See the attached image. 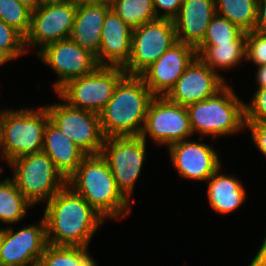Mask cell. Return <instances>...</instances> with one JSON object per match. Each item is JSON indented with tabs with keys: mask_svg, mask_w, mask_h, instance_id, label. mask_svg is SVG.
I'll use <instances>...</instances> for the list:
<instances>
[{
	"mask_svg": "<svg viewBox=\"0 0 266 266\" xmlns=\"http://www.w3.org/2000/svg\"><path fill=\"white\" fill-rule=\"evenodd\" d=\"M46 204L43 217L50 245L89 248L91 238L106 220L68 185Z\"/></svg>",
	"mask_w": 266,
	"mask_h": 266,
	"instance_id": "1",
	"label": "cell"
},
{
	"mask_svg": "<svg viewBox=\"0 0 266 266\" xmlns=\"http://www.w3.org/2000/svg\"><path fill=\"white\" fill-rule=\"evenodd\" d=\"M67 185L82 196L105 219L129 215L131 203L117 188L109 164L101 155H86Z\"/></svg>",
	"mask_w": 266,
	"mask_h": 266,
	"instance_id": "2",
	"label": "cell"
},
{
	"mask_svg": "<svg viewBox=\"0 0 266 266\" xmlns=\"http://www.w3.org/2000/svg\"><path fill=\"white\" fill-rule=\"evenodd\" d=\"M154 97L140 76L126 74L99 113L104 137L140 136Z\"/></svg>",
	"mask_w": 266,
	"mask_h": 266,
	"instance_id": "3",
	"label": "cell"
},
{
	"mask_svg": "<svg viewBox=\"0 0 266 266\" xmlns=\"http://www.w3.org/2000/svg\"><path fill=\"white\" fill-rule=\"evenodd\" d=\"M230 85L214 96L187 107L193 134L212 136L235 134L246 128L245 102Z\"/></svg>",
	"mask_w": 266,
	"mask_h": 266,
	"instance_id": "4",
	"label": "cell"
},
{
	"mask_svg": "<svg viewBox=\"0 0 266 266\" xmlns=\"http://www.w3.org/2000/svg\"><path fill=\"white\" fill-rule=\"evenodd\" d=\"M50 120L47 108L3 110L2 154L6 162L41 152L45 127Z\"/></svg>",
	"mask_w": 266,
	"mask_h": 266,
	"instance_id": "5",
	"label": "cell"
},
{
	"mask_svg": "<svg viewBox=\"0 0 266 266\" xmlns=\"http://www.w3.org/2000/svg\"><path fill=\"white\" fill-rule=\"evenodd\" d=\"M8 165L14 168L12 180L18 190L33 206L48 202L67 185V179L43 151L19 157Z\"/></svg>",
	"mask_w": 266,
	"mask_h": 266,
	"instance_id": "6",
	"label": "cell"
},
{
	"mask_svg": "<svg viewBox=\"0 0 266 266\" xmlns=\"http://www.w3.org/2000/svg\"><path fill=\"white\" fill-rule=\"evenodd\" d=\"M125 75L123 67L98 66L86 76L69 80L56 95L72 107L99 114Z\"/></svg>",
	"mask_w": 266,
	"mask_h": 266,
	"instance_id": "7",
	"label": "cell"
},
{
	"mask_svg": "<svg viewBox=\"0 0 266 266\" xmlns=\"http://www.w3.org/2000/svg\"><path fill=\"white\" fill-rule=\"evenodd\" d=\"M146 141L141 136H113L104 140L101 155L109 164L117 188L129 201L146 159Z\"/></svg>",
	"mask_w": 266,
	"mask_h": 266,
	"instance_id": "8",
	"label": "cell"
},
{
	"mask_svg": "<svg viewBox=\"0 0 266 266\" xmlns=\"http://www.w3.org/2000/svg\"><path fill=\"white\" fill-rule=\"evenodd\" d=\"M176 42L173 20L157 18L133 28L131 56L123 69L139 76Z\"/></svg>",
	"mask_w": 266,
	"mask_h": 266,
	"instance_id": "9",
	"label": "cell"
},
{
	"mask_svg": "<svg viewBox=\"0 0 266 266\" xmlns=\"http://www.w3.org/2000/svg\"><path fill=\"white\" fill-rule=\"evenodd\" d=\"M50 121L86 155L101 154L105 137L99 114L70 106L67 102L46 105Z\"/></svg>",
	"mask_w": 266,
	"mask_h": 266,
	"instance_id": "10",
	"label": "cell"
},
{
	"mask_svg": "<svg viewBox=\"0 0 266 266\" xmlns=\"http://www.w3.org/2000/svg\"><path fill=\"white\" fill-rule=\"evenodd\" d=\"M77 0H62L43 3L37 10L31 13V26L25 37V47H38L36 54L46 45L69 39L75 15Z\"/></svg>",
	"mask_w": 266,
	"mask_h": 266,
	"instance_id": "11",
	"label": "cell"
},
{
	"mask_svg": "<svg viewBox=\"0 0 266 266\" xmlns=\"http://www.w3.org/2000/svg\"><path fill=\"white\" fill-rule=\"evenodd\" d=\"M192 134L187 107L173 103L165 96H155L152 99L140 135L146 142L149 136L157 145L169 147L187 140Z\"/></svg>",
	"mask_w": 266,
	"mask_h": 266,
	"instance_id": "12",
	"label": "cell"
},
{
	"mask_svg": "<svg viewBox=\"0 0 266 266\" xmlns=\"http://www.w3.org/2000/svg\"><path fill=\"white\" fill-rule=\"evenodd\" d=\"M37 57L58 75L53 83L55 92L69 80L86 76L99 66L95 55L70 38L46 45L37 53Z\"/></svg>",
	"mask_w": 266,
	"mask_h": 266,
	"instance_id": "13",
	"label": "cell"
},
{
	"mask_svg": "<svg viewBox=\"0 0 266 266\" xmlns=\"http://www.w3.org/2000/svg\"><path fill=\"white\" fill-rule=\"evenodd\" d=\"M13 229L1 228L0 266H37L48 245L44 217L38 225Z\"/></svg>",
	"mask_w": 266,
	"mask_h": 266,
	"instance_id": "14",
	"label": "cell"
},
{
	"mask_svg": "<svg viewBox=\"0 0 266 266\" xmlns=\"http://www.w3.org/2000/svg\"><path fill=\"white\" fill-rule=\"evenodd\" d=\"M196 57L195 47L177 41L139 76L154 96H166Z\"/></svg>",
	"mask_w": 266,
	"mask_h": 266,
	"instance_id": "15",
	"label": "cell"
},
{
	"mask_svg": "<svg viewBox=\"0 0 266 266\" xmlns=\"http://www.w3.org/2000/svg\"><path fill=\"white\" fill-rule=\"evenodd\" d=\"M226 85L227 81L197 56L165 97L173 103L188 107L214 96Z\"/></svg>",
	"mask_w": 266,
	"mask_h": 266,
	"instance_id": "16",
	"label": "cell"
},
{
	"mask_svg": "<svg viewBox=\"0 0 266 266\" xmlns=\"http://www.w3.org/2000/svg\"><path fill=\"white\" fill-rule=\"evenodd\" d=\"M171 162L180 177L207 181L221 167L217 151L209 145L183 140L168 147Z\"/></svg>",
	"mask_w": 266,
	"mask_h": 266,
	"instance_id": "17",
	"label": "cell"
},
{
	"mask_svg": "<svg viewBox=\"0 0 266 266\" xmlns=\"http://www.w3.org/2000/svg\"><path fill=\"white\" fill-rule=\"evenodd\" d=\"M132 29L112 9L103 22L96 61L99 66L124 67L131 56Z\"/></svg>",
	"mask_w": 266,
	"mask_h": 266,
	"instance_id": "18",
	"label": "cell"
},
{
	"mask_svg": "<svg viewBox=\"0 0 266 266\" xmlns=\"http://www.w3.org/2000/svg\"><path fill=\"white\" fill-rule=\"evenodd\" d=\"M215 14V0H183L179 14L173 20L177 41L196 48L203 41Z\"/></svg>",
	"mask_w": 266,
	"mask_h": 266,
	"instance_id": "19",
	"label": "cell"
},
{
	"mask_svg": "<svg viewBox=\"0 0 266 266\" xmlns=\"http://www.w3.org/2000/svg\"><path fill=\"white\" fill-rule=\"evenodd\" d=\"M110 9L111 7L106 5L77 0V11L70 39L97 56L100 50L104 18Z\"/></svg>",
	"mask_w": 266,
	"mask_h": 266,
	"instance_id": "20",
	"label": "cell"
},
{
	"mask_svg": "<svg viewBox=\"0 0 266 266\" xmlns=\"http://www.w3.org/2000/svg\"><path fill=\"white\" fill-rule=\"evenodd\" d=\"M43 152L68 179L78 168L86 154L50 120L44 131Z\"/></svg>",
	"mask_w": 266,
	"mask_h": 266,
	"instance_id": "21",
	"label": "cell"
},
{
	"mask_svg": "<svg viewBox=\"0 0 266 266\" xmlns=\"http://www.w3.org/2000/svg\"><path fill=\"white\" fill-rule=\"evenodd\" d=\"M219 169L206 181L210 206L218 214H229L239 208L246 199L241 182L234 175L220 174Z\"/></svg>",
	"mask_w": 266,
	"mask_h": 266,
	"instance_id": "22",
	"label": "cell"
},
{
	"mask_svg": "<svg viewBox=\"0 0 266 266\" xmlns=\"http://www.w3.org/2000/svg\"><path fill=\"white\" fill-rule=\"evenodd\" d=\"M246 42L198 45L197 56L216 74L218 69H231L245 59Z\"/></svg>",
	"mask_w": 266,
	"mask_h": 266,
	"instance_id": "23",
	"label": "cell"
},
{
	"mask_svg": "<svg viewBox=\"0 0 266 266\" xmlns=\"http://www.w3.org/2000/svg\"><path fill=\"white\" fill-rule=\"evenodd\" d=\"M33 205L18 190L11 178L0 181V221L4 224L18 223Z\"/></svg>",
	"mask_w": 266,
	"mask_h": 266,
	"instance_id": "24",
	"label": "cell"
},
{
	"mask_svg": "<svg viewBox=\"0 0 266 266\" xmlns=\"http://www.w3.org/2000/svg\"><path fill=\"white\" fill-rule=\"evenodd\" d=\"M87 251L86 247L48 244L37 266H98Z\"/></svg>",
	"mask_w": 266,
	"mask_h": 266,
	"instance_id": "25",
	"label": "cell"
},
{
	"mask_svg": "<svg viewBox=\"0 0 266 266\" xmlns=\"http://www.w3.org/2000/svg\"><path fill=\"white\" fill-rule=\"evenodd\" d=\"M216 14L244 32L253 31L257 20V0H215Z\"/></svg>",
	"mask_w": 266,
	"mask_h": 266,
	"instance_id": "26",
	"label": "cell"
},
{
	"mask_svg": "<svg viewBox=\"0 0 266 266\" xmlns=\"http://www.w3.org/2000/svg\"><path fill=\"white\" fill-rule=\"evenodd\" d=\"M111 9L131 28L157 19L153 0H116Z\"/></svg>",
	"mask_w": 266,
	"mask_h": 266,
	"instance_id": "27",
	"label": "cell"
},
{
	"mask_svg": "<svg viewBox=\"0 0 266 266\" xmlns=\"http://www.w3.org/2000/svg\"><path fill=\"white\" fill-rule=\"evenodd\" d=\"M229 42H246V32L225 17L215 14L199 45H217Z\"/></svg>",
	"mask_w": 266,
	"mask_h": 266,
	"instance_id": "28",
	"label": "cell"
},
{
	"mask_svg": "<svg viewBox=\"0 0 266 266\" xmlns=\"http://www.w3.org/2000/svg\"><path fill=\"white\" fill-rule=\"evenodd\" d=\"M32 11L18 0H0V19L26 37L30 31Z\"/></svg>",
	"mask_w": 266,
	"mask_h": 266,
	"instance_id": "29",
	"label": "cell"
},
{
	"mask_svg": "<svg viewBox=\"0 0 266 266\" xmlns=\"http://www.w3.org/2000/svg\"><path fill=\"white\" fill-rule=\"evenodd\" d=\"M0 49L6 51L14 60L27 53L25 37L16 29L0 19Z\"/></svg>",
	"mask_w": 266,
	"mask_h": 266,
	"instance_id": "30",
	"label": "cell"
},
{
	"mask_svg": "<svg viewBox=\"0 0 266 266\" xmlns=\"http://www.w3.org/2000/svg\"><path fill=\"white\" fill-rule=\"evenodd\" d=\"M245 59L256 66L266 65V34L255 30L246 32Z\"/></svg>",
	"mask_w": 266,
	"mask_h": 266,
	"instance_id": "31",
	"label": "cell"
},
{
	"mask_svg": "<svg viewBox=\"0 0 266 266\" xmlns=\"http://www.w3.org/2000/svg\"><path fill=\"white\" fill-rule=\"evenodd\" d=\"M245 122H266V87H257L251 102L245 103Z\"/></svg>",
	"mask_w": 266,
	"mask_h": 266,
	"instance_id": "32",
	"label": "cell"
},
{
	"mask_svg": "<svg viewBox=\"0 0 266 266\" xmlns=\"http://www.w3.org/2000/svg\"><path fill=\"white\" fill-rule=\"evenodd\" d=\"M182 1L183 0H153L156 17L174 20L179 14ZM160 9L163 11L162 14L159 13Z\"/></svg>",
	"mask_w": 266,
	"mask_h": 266,
	"instance_id": "33",
	"label": "cell"
},
{
	"mask_svg": "<svg viewBox=\"0 0 266 266\" xmlns=\"http://www.w3.org/2000/svg\"><path fill=\"white\" fill-rule=\"evenodd\" d=\"M251 131V138L261 154L266 158V122H245Z\"/></svg>",
	"mask_w": 266,
	"mask_h": 266,
	"instance_id": "34",
	"label": "cell"
},
{
	"mask_svg": "<svg viewBox=\"0 0 266 266\" xmlns=\"http://www.w3.org/2000/svg\"><path fill=\"white\" fill-rule=\"evenodd\" d=\"M254 30L266 34V0H257V20Z\"/></svg>",
	"mask_w": 266,
	"mask_h": 266,
	"instance_id": "35",
	"label": "cell"
},
{
	"mask_svg": "<svg viewBox=\"0 0 266 266\" xmlns=\"http://www.w3.org/2000/svg\"><path fill=\"white\" fill-rule=\"evenodd\" d=\"M248 266H266V236L256 256H254Z\"/></svg>",
	"mask_w": 266,
	"mask_h": 266,
	"instance_id": "36",
	"label": "cell"
},
{
	"mask_svg": "<svg viewBox=\"0 0 266 266\" xmlns=\"http://www.w3.org/2000/svg\"><path fill=\"white\" fill-rule=\"evenodd\" d=\"M256 80L258 87H266V65L258 66Z\"/></svg>",
	"mask_w": 266,
	"mask_h": 266,
	"instance_id": "37",
	"label": "cell"
},
{
	"mask_svg": "<svg viewBox=\"0 0 266 266\" xmlns=\"http://www.w3.org/2000/svg\"><path fill=\"white\" fill-rule=\"evenodd\" d=\"M22 5L26 6L31 11L37 10L43 3L41 0H18Z\"/></svg>",
	"mask_w": 266,
	"mask_h": 266,
	"instance_id": "38",
	"label": "cell"
},
{
	"mask_svg": "<svg viewBox=\"0 0 266 266\" xmlns=\"http://www.w3.org/2000/svg\"><path fill=\"white\" fill-rule=\"evenodd\" d=\"M78 1H83L90 4L106 5L108 7H111L116 0H78Z\"/></svg>",
	"mask_w": 266,
	"mask_h": 266,
	"instance_id": "39",
	"label": "cell"
},
{
	"mask_svg": "<svg viewBox=\"0 0 266 266\" xmlns=\"http://www.w3.org/2000/svg\"><path fill=\"white\" fill-rule=\"evenodd\" d=\"M14 60L6 51L0 49V66Z\"/></svg>",
	"mask_w": 266,
	"mask_h": 266,
	"instance_id": "40",
	"label": "cell"
},
{
	"mask_svg": "<svg viewBox=\"0 0 266 266\" xmlns=\"http://www.w3.org/2000/svg\"><path fill=\"white\" fill-rule=\"evenodd\" d=\"M2 123H3V110L0 112V147H2ZM2 151V148H0ZM0 151V153H2Z\"/></svg>",
	"mask_w": 266,
	"mask_h": 266,
	"instance_id": "41",
	"label": "cell"
},
{
	"mask_svg": "<svg viewBox=\"0 0 266 266\" xmlns=\"http://www.w3.org/2000/svg\"><path fill=\"white\" fill-rule=\"evenodd\" d=\"M55 1H62V0H41L42 3L55 2Z\"/></svg>",
	"mask_w": 266,
	"mask_h": 266,
	"instance_id": "42",
	"label": "cell"
},
{
	"mask_svg": "<svg viewBox=\"0 0 266 266\" xmlns=\"http://www.w3.org/2000/svg\"><path fill=\"white\" fill-rule=\"evenodd\" d=\"M0 157H1V159H4V157H3V154L2 153H0ZM3 170H2V168H0V175H1V172H2Z\"/></svg>",
	"mask_w": 266,
	"mask_h": 266,
	"instance_id": "43",
	"label": "cell"
},
{
	"mask_svg": "<svg viewBox=\"0 0 266 266\" xmlns=\"http://www.w3.org/2000/svg\"><path fill=\"white\" fill-rule=\"evenodd\" d=\"M0 253H1V228H0Z\"/></svg>",
	"mask_w": 266,
	"mask_h": 266,
	"instance_id": "44",
	"label": "cell"
}]
</instances>
